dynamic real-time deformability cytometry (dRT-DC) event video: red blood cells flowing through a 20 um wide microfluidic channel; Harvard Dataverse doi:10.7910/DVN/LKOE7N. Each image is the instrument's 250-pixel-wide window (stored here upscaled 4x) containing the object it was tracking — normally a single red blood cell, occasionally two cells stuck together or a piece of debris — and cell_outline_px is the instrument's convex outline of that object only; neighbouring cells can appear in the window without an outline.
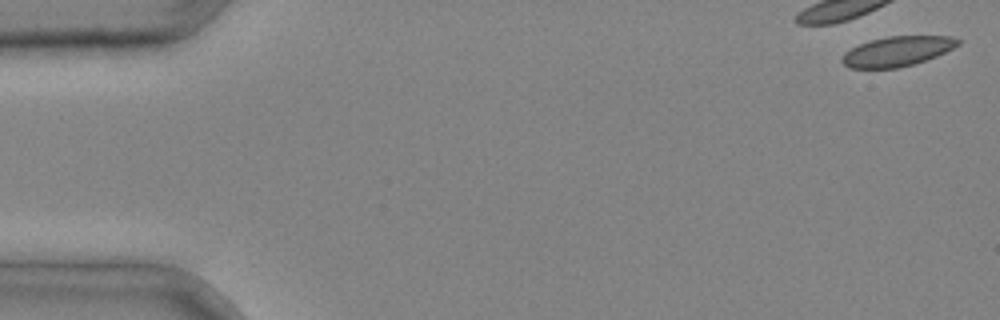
{"species": "common noctule bat (a hibernating species)", "species_latin": "Nyctalus noctula", "temperature_condition": "cold", "stored_images_in_passage": 3, "camera_frame_rate_fps": 3000, "um_per_image_px": 0.085, "animal": {"sex": "male", "body_mass_g": 20.4}, "frame": {"image": 1, "passage_image": 1, "time_ms": 0.0, "image_size_px": [1000, 320], "cell_outline_px": [[960, 44], [936, 56], [912, 64], [896, 68], [848, 68], [840, 60], [844, 52], [860, 44], [872, 40], [888, 36], [952, 36], [960, 40]], "centroid_in_image_um": [76.24, 4.36], "position_along_channel_um": 8.8, "area_um2": 19.94}}